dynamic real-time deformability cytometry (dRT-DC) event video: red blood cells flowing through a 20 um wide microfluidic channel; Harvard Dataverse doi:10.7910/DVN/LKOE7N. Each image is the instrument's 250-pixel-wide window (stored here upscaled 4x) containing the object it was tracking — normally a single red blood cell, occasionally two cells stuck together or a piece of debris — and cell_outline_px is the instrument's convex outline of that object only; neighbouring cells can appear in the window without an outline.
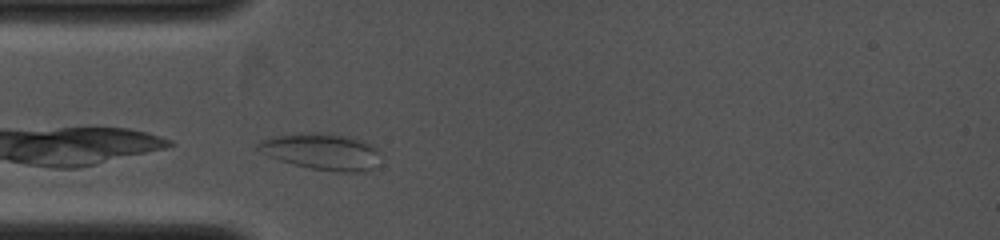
{"species": "common noctule bat (a hibernating species)", "species_latin": "Nyctalus noctula", "temperature_condition": "cold", "stored_images_in_passage": 1, "camera_frame_rate_fps": 4000, "um_per_image_px": 0.085, "animal": {"sex": "female", "body_mass_g": 19.0, "forearm_length_mm": 53.3}, "frame": {"image": 1, "passage_image": 1, "time_ms": 0.0, "image_size_px": [1000, 240], "cell_outline_px": [[376, 152], [372, 168], [364, 172], [340, 172], [312, 168], [292, 164], [268, 156], [256, 148], [256, 144], [260, 140], [276, 136], [304, 132], [320, 132], [348, 136], [372, 144], [376, 148]], "centroid_in_image_um": [27.27, 12.86], "position_along_channel_um": 57.7, "area_um2": 25.55}}